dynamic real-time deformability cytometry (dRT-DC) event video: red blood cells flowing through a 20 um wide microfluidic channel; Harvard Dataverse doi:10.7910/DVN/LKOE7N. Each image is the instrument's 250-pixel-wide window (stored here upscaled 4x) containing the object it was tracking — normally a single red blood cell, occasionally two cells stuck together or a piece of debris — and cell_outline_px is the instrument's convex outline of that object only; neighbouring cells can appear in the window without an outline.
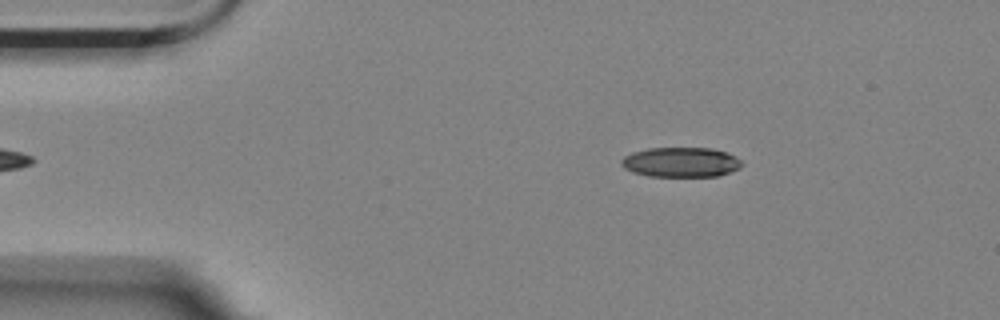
{"species": "Egyptian fruit bat (a non-hibernating species)", "species_latin": "Rousettus aegyptiacus", "temperature_condition": "room temperature", "stored_images_in_passage": 6, "camera_frame_rate_fps": 3000, "um_per_image_px": 0.085, "animal": {"sex": "female"}, "frame": {"image": 1, "passage_image": 6, "time_ms": 1.667, "image_size_px": [1000, 320], "cell_outline_px": [[744, 164], [740, 168], [716, 176], [648, 176], [632, 172], [624, 168], [620, 164], [620, 160], [624, 156], [632, 152], [648, 148], [712, 148], [728, 152], [736, 156]], "centroid_in_image_um": [57.86, 13.78], "position_along_channel_um": 27.1, "area_um2": 21.1}}